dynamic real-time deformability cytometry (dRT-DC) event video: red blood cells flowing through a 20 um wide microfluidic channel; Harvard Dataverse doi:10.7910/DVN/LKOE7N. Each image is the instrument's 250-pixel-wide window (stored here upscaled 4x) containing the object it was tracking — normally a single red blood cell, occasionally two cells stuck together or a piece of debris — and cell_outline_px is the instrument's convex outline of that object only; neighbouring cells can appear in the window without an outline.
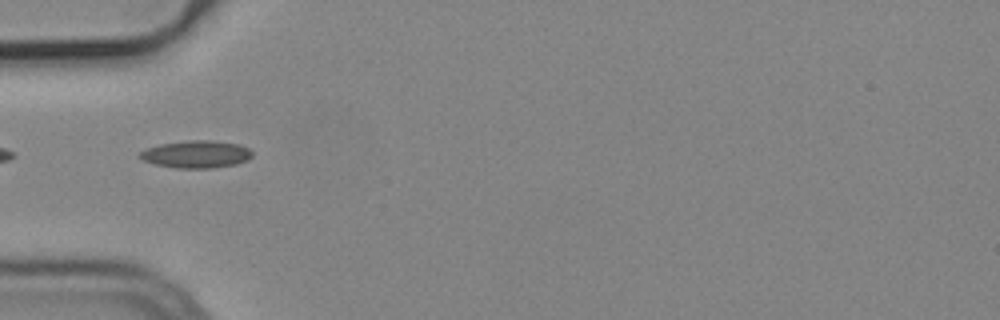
{"species": "common noctule bat (a hibernating species)", "species_latin": "Nyctalus noctula", "temperature_condition": "cold", "stored_images_in_passage": 38, "camera_frame_rate_fps": 3000, "um_per_image_px": 0.085, "animal": {"sex": "male", "body_mass_g": 19.2, "forearm_length_mm": 51.8}, "frame": {"image": 1, "passage_image": 1, "time_ms": 0.0, "image_size_px": [1000, 320], "cell_outline_px": [[252, 156], [248, 160], [236, 164], [212, 168], [176, 168], [156, 164], [144, 160], [136, 156], [140, 152], [148, 148], [160, 144], [188, 140], [212, 140], [236, 144], [248, 148], [252, 152]], "centroid_in_image_um": [16.68, 13.11], "position_along_channel_um": 68.3, "area_um2": 17.86}}
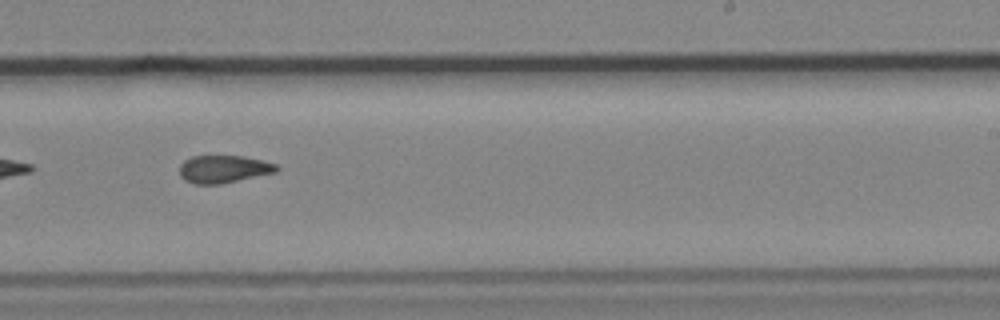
{"frame": {"image": 2, "passage_image": 17, "time_ms": 5.333, "image_size_px": [1000, 320], "cell_outline_px": [[280, 168], [276, 172], [220, 184], [192, 184], [184, 180], [180, 176], [180, 164], [184, 160], [192, 156], [244, 156], [276, 164]], "centroid_in_image_um": [18.97, 14.37], "position_along_channel_um": 270.0, "area_um2": 15.61}, "authors_computed_cell_mechanics": {"area_um2": 16.1551, "velocity_mm_per_s": 3.7794, "shape_relaxation_time_tau1_ms": null, "shape_relaxation_time_tau2_ms": 4.0444, "deformation_change_tau1": null, "deformation_change_tau2": 0.0985}}